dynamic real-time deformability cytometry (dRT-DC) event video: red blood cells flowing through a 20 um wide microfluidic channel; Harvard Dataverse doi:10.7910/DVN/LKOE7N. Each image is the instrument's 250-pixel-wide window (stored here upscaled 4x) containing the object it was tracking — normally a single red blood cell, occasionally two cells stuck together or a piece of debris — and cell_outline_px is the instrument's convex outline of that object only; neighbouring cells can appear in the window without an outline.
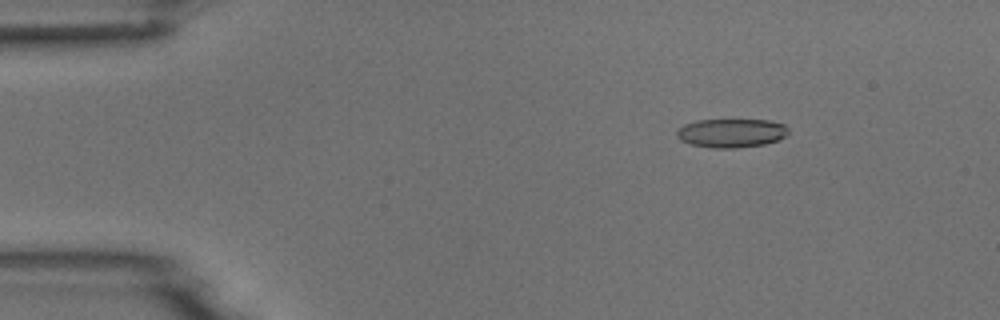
{"species": "common noctule bat (a hibernating species)", "species_latin": "Nyctalus noctula", "temperature_condition": "room temperature", "stored_images_in_passage": 6, "camera_frame_rate_fps": 3000, "um_per_image_px": 0.085, "animal": {"sex": "male", "body_mass_g": 18.8}, "frame": {"image": 1, "passage_image": 3, "time_ms": 2.333, "image_size_px": [1000, 320], "cell_outline_px": [[788, 132], [784, 136], [776, 140], [764, 144], [736, 148], [712, 148], [692, 144], [680, 140], [676, 136], [676, 132], [684, 124], [696, 120], [768, 120], [784, 124], [788, 128]], "centroid_in_image_um": [62.14, 11.3], "position_along_channel_um": 22.9, "area_um2": 18.61}}
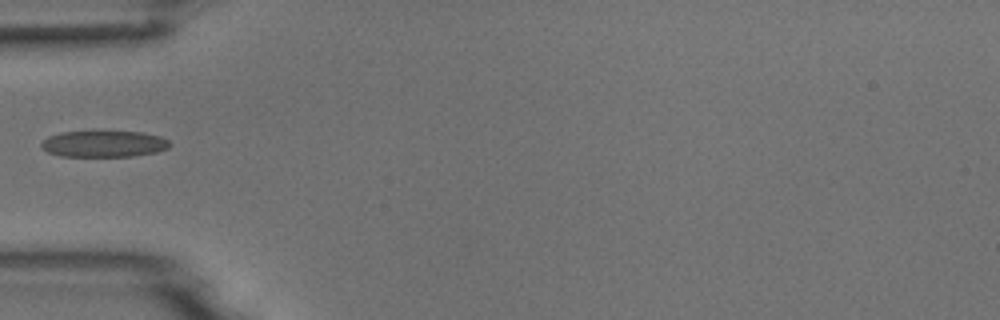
{"frame": {"image": 2, "passage_image": 6, "time_ms": 5.667, "image_size_px": [1000, 320], "cell_outline_px": [[172, 144], [168, 148], [156, 152], [132, 156], [60, 156], [48, 152], [40, 148], [40, 144], [48, 136], [60, 132], [96, 128], [100, 128], [140, 132], [160, 136], [168, 140]], "centroid_in_image_um": [8.79, 12.17], "position_along_channel_um": 76.2, "area_um2": 20.87}}